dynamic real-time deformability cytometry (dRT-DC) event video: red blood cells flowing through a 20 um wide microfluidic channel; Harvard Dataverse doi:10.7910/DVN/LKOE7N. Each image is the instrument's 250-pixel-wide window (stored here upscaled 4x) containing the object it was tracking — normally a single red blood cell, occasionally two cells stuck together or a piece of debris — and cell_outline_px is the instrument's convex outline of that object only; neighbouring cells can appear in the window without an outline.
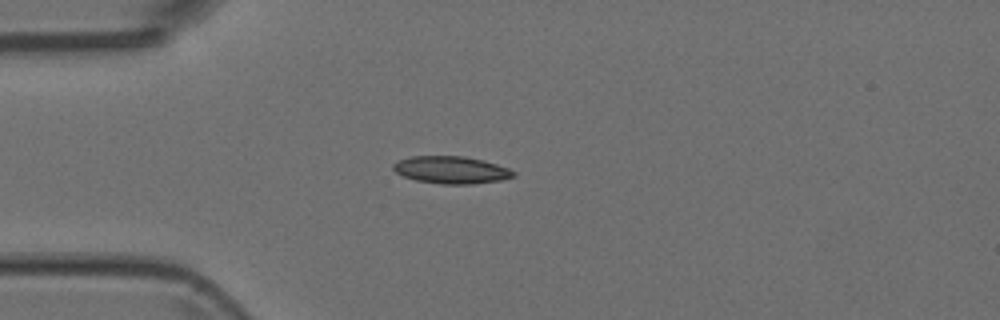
{"species": "Egyptian fruit bat (a non-hibernating species)", "species_latin": "Rousettus aegyptiacus", "temperature_condition": "room temperature", "stored_images_in_passage": 4, "camera_frame_rate_fps": 3000, "um_per_image_px": 0.085, "animal": {"sex": "female"}, "frame": {"image": 1, "passage_image": 3, "time_ms": 0.667, "image_size_px": [1000, 320], "cell_outline_px": [[516, 176], [500, 180], [472, 184], [440, 184], [416, 180], [404, 176], [396, 172], [392, 168], [392, 164], [400, 160], [412, 156], [464, 156], [484, 160], [508, 168], [516, 172]], "centroid_in_image_um": [38.37, 14.44], "position_along_channel_um": 46.6, "area_um2": 19.13}}